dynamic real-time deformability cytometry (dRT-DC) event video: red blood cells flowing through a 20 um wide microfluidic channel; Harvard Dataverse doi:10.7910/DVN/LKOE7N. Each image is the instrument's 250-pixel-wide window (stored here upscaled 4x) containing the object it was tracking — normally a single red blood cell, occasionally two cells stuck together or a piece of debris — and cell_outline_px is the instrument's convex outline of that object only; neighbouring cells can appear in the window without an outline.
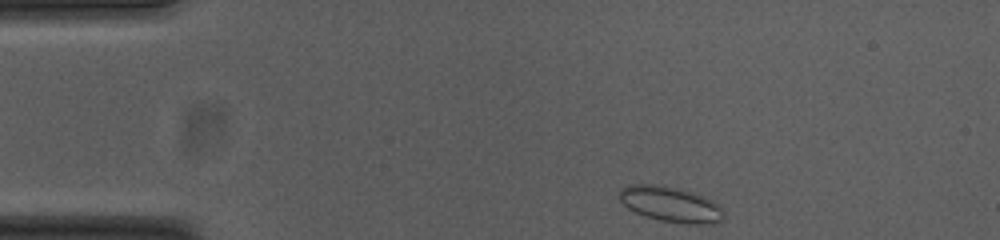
{"species": "common noctule bat (a hibernating species)", "species_latin": "Nyctalus noctula", "temperature_condition": "cold", "stored_images_in_passage": 46, "camera_frame_rate_fps": 3000, "um_per_image_px": 0.085, "animal": {"sex": "female", "body_mass_g": 23.0, "forearm_length_mm": 53.4}, "frame": {"image": 1, "passage_image": 1, "time_ms": 0.0, "image_size_px": [1000, 240], "cell_outline_px": [[724, 220], [720, 224], [688, 224], [660, 220], [644, 216], [628, 208], [616, 196], [628, 184], [660, 184], [680, 188], [704, 196], [720, 204], [724, 212]], "centroid_in_image_um": [57.06, 17.37], "position_along_channel_um": 27.9, "area_um2": 22.02}}
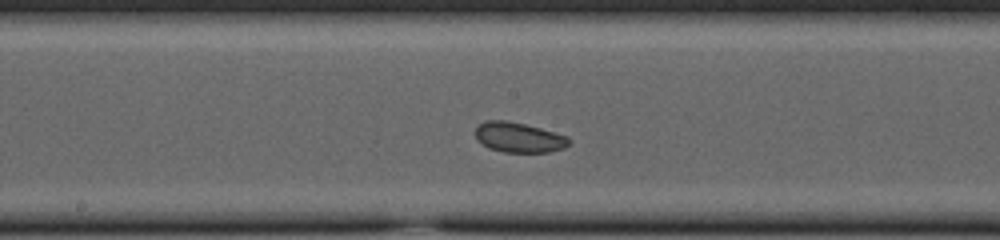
{"frame": {"image": 2, "passage_image": 20, "time_ms": 6.333, "image_size_px": [1000, 240], "cell_outline_px": [[572, 140], [564, 148], [548, 152], [504, 152], [488, 148], [476, 140], [476, 128], [484, 120], [504, 120], [524, 124], [540, 128], [568, 136]], "centroid_in_image_um": [44.09, 11.68], "position_along_channel_um": 204.1, "area_um2": 16.42}}
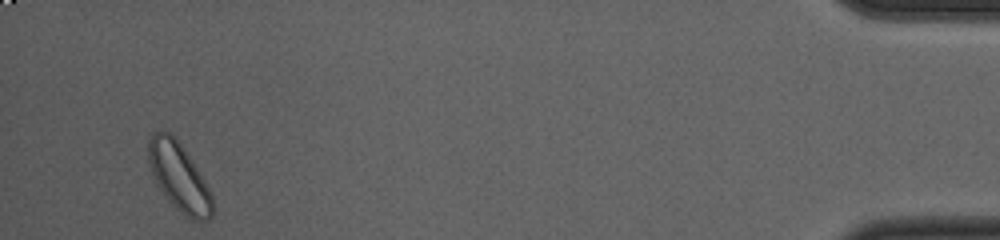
{"frame": {"image": 3, "passage_image": 44, "time_ms": 14.333, "image_size_px": [1000, 240], "cell_outline_px": [[212, 216], [208, 220], [200, 224], [192, 220], [180, 212], [164, 196], [156, 184], [152, 176], [148, 164], [148, 140], [156, 132], [168, 132], [184, 148], [204, 180], [212, 196]], "centroid_in_image_um": [15.21, 15.11], "position_along_channel_um": 420.0, "area_um2": 25.32}, "authors_computed_cell_mechanics": {"area_um2": 17.6001, "velocity_mm_per_s": 3.6977, "shape_relaxation_time_tau1_ms": null, "shape_relaxation_time_tau2_ms": 2.4186, "deformation_change_tau1": null, "deformation_change_tau2": 0.0627}}